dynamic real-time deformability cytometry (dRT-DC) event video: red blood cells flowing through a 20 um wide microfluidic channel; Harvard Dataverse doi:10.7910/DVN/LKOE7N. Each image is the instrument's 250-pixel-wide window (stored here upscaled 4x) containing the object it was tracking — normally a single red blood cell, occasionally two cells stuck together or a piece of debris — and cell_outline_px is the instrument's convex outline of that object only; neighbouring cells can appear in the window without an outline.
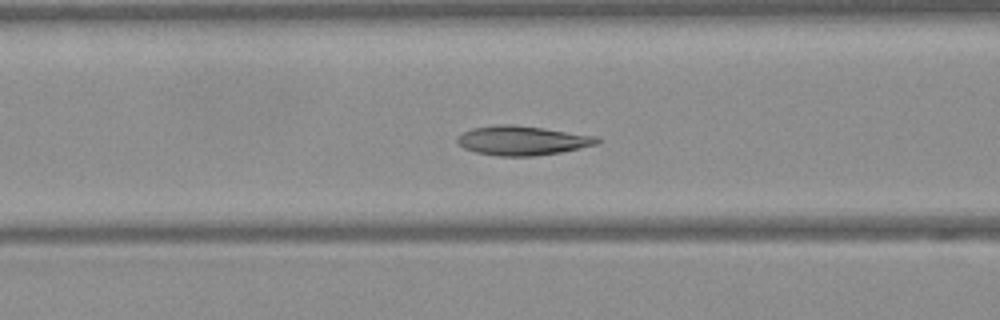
{"species": "Egyptian fruit bat (a non-hibernating species)", "species_latin": "Rousettus aegyptiacus", "temperature_condition": "warm", "stored_images_in_passage": 49, "camera_frame_rate_fps": 3000, "um_per_image_px": 0.085, "frame": {"image": 1, "passage_image": 19, "time_ms": 6.0, "image_size_px": [1000, 320], "cell_outline_px": [[600, 144], [560, 152], [532, 156], [496, 156], [476, 152], [464, 148], [456, 144], [456, 140], [464, 132], [472, 128], [496, 124], [512, 124], [596, 136], [600, 140]], "centroid_in_image_um": [44.37, 11.95], "position_along_channel_um": 122.2, "area_um2": 23.76}}
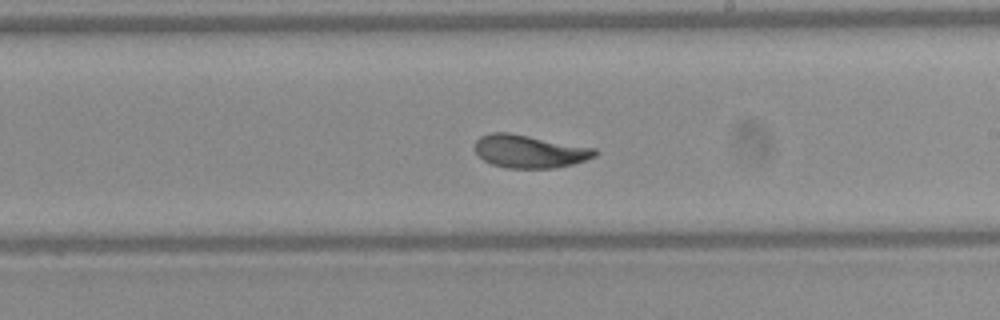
{"frame": {"image": 2, "passage_image": 28, "time_ms": 9.0, "image_size_px": [1000, 320], "cell_outline_px": [[596, 156], [572, 164], [552, 168], [504, 168], [492, 164], [484, 160], [476, 152], [476, 140], [480, 136], [492, 132], [508, 132], [596, 148]], "centroid_in_image_um": [45.0, 12.86], "position_along_channel_um": 244.0, "area_um2": 22.89}}
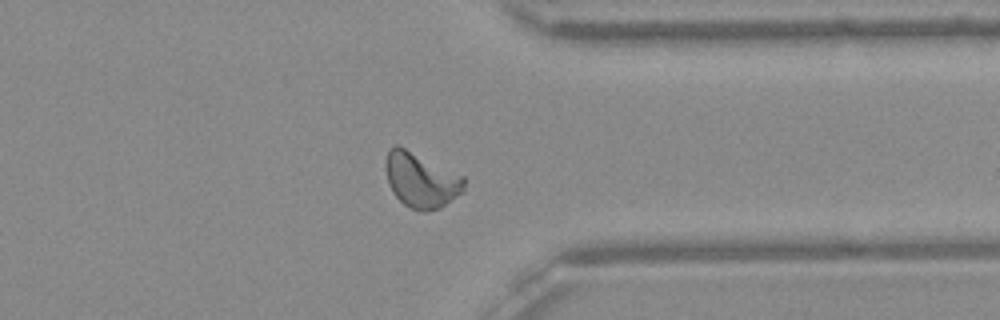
{"frame": {"image": 3, "passage_image": 38, "time_ms": 12.333, "image_size_px": [1000, 320], "cell_outline_px": [[464, 192], [440, 208], [428, 212], [420, 212], [404, 204], [396, 196], [388, 180], [384, 164], [388, 152], [396, 144], [464, 176]], "centroid_in_image_um": [35.81, 15.33], "position_along_channel_um": 375.6, "area_um2": 24.85}, "authors_computed_cell_mechanics": {"area_um2": 23.7558, "velocity_mm_per_s": 4.066, "shape_relaxation_time_tau1_ms": 3.498, "shape_relaxation_time_tau2_ms": 1.2287, "deformation_change_tau1": 0.143, "deformation_change_tau2": 0.0585}}